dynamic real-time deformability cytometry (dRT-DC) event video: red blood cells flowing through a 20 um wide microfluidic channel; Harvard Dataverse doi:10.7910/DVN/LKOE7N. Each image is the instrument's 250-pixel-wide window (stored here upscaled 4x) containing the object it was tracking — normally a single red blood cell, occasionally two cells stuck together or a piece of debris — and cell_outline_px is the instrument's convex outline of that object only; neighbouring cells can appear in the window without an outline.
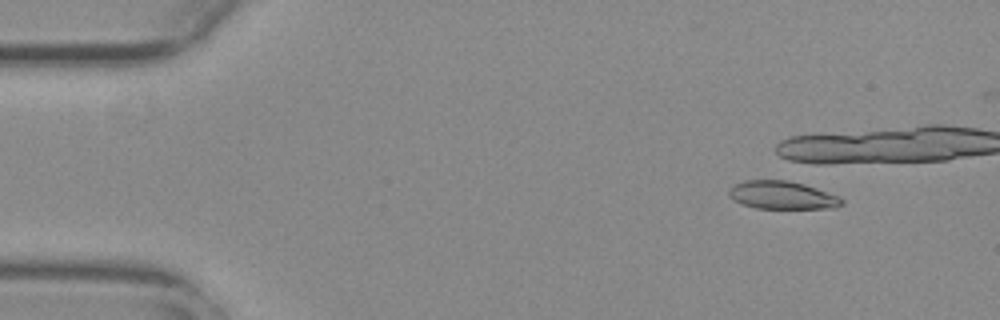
{"species": "common noctule bat (a hibernating species)", "species_latin": "Nyctalus noctula", "temperature_condition": "warm", "stored_images_in_passage": 9, "camera_frame_rate_fps": 3000, "um_per_image_px": 0.085, "animal": {"sex": "female", "body_mass_g": 29.2, "forearm_length_mm": 56.3}, "frame": {"image": 1, "passage_image": 6, "time_ms": 1.667, "image_size_px": [1000, 320], "cell_outline_px": [[844, 204], [832, 208], [756, 208], [740, 204], [728, 196], [728, 192], [732, 184], [744, 180], [788, 180], [804, 184], [816, 188], [836, 196], [844, 200]], "centroid_in_image_um": [66.42, 16.58], "position_along_channel_um": 18.6, "area_um2": 18.44}}